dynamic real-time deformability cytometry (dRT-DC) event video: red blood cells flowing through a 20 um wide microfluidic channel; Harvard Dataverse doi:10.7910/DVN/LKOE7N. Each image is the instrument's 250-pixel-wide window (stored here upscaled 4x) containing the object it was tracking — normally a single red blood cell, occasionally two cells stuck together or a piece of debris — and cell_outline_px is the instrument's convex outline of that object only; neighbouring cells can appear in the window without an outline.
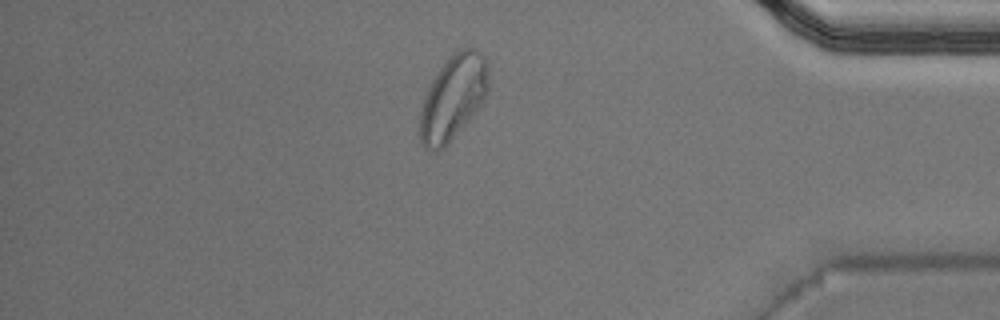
{"species": "Egyptian fruit bat (a non-hibernating species)", "species_latin": "Rousettus aegyptiacus", "temperature_condition": "warm", "stored_images_in_passage": 47, "camera_frame_rate_fps": 3000, "um_per_image_px": 0.085, "animal": {"sex": "male"}, "frame": {"image": 1, "passage_image": 40, "time_ms": 13.0, "image_size_px": [1000, 320], "cell_outline_px": [[488, 88], [480, 104], [448, 144], [444, 148], [436, 152], [424, 148], [420, 144], [420, 112], [424, 96], [432, 80], [440, 68], [460, 48], [476, 48], [488, 60]], "centroid_in_image_um": [38.49, 8.3], "position_along_channel_um": 396.7, "area_um2": 33.35}, "authors_computed_cell_mechanics": {"area_um2": 23.2934, "velocity_mm_per_s": 4.0006, "shape_relaxation_time_tau1_ms": null, "shape_relaxation_time_tau2_ms": 2.1222, "deformation_change_tau1": null, "deformation_change_tau2": 0.0865}}